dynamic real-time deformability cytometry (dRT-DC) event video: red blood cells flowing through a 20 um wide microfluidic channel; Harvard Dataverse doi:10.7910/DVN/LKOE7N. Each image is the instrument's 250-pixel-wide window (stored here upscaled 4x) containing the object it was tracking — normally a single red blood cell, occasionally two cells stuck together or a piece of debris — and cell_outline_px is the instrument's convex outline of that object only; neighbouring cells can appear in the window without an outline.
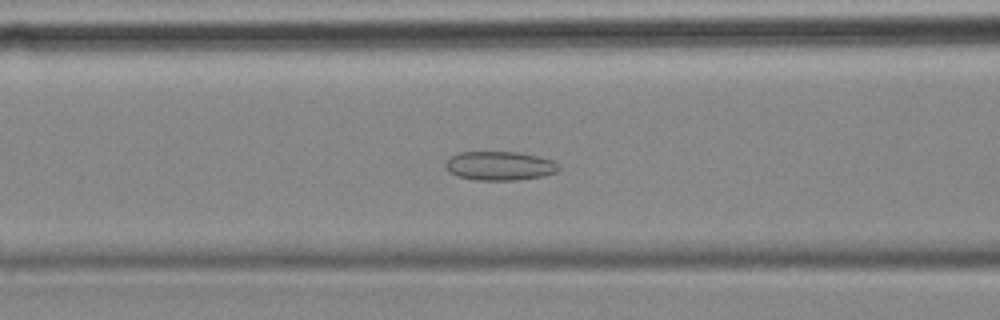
{"species": "common noctule bat (a hibernating species)", "species_latin": "Nyctalus noctula", "temperature_condition": "cold", "stored_images_in_passage": 52, "camera_frame_rate_fps": 3000, "um_per_image_px": 0.085, "animal": {"sex": "female", "body_mass_g": 18.4}, "frame": {"image": 1, "passage_image": 18, "time_ms": 5.667, "image_size_px": [1000, 320], "cell_outline_px": [[560, 168], [556, 172], [544, 176], [516, 180], [472, 180], [456, 176], [448, 172], [444, 164], [452, 156], [460, 152], [520, 152], [552, 160], [560, 164]], "centroid_in_image_um": [42.47, 14.1], "position_along_channel_um": 124.1, "area_um2": 19.25}}
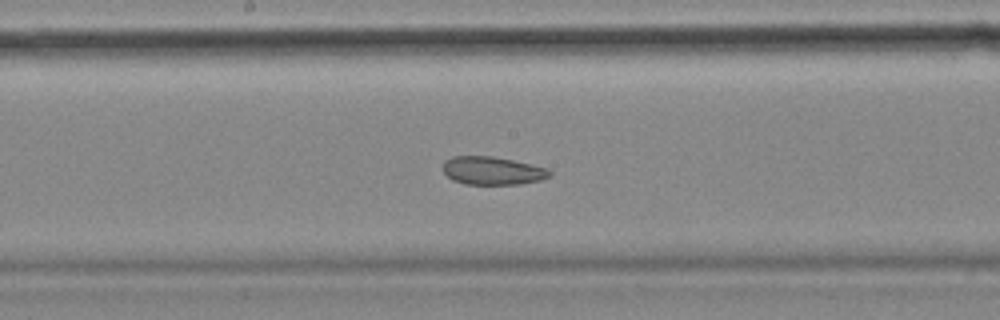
{"frame": {"image": 2, "passage_image": 25, "time_ms": 8.0, "image_size_px": [1000, 320], "cell_outline_px": [[552, 176], [540, 180], [520, 184], [464, 184], [452, 180], [444, 172], [444, 160], [452, 156], [492, 156], [532, 164], [548, 168], [552, 172]], "centroid_in_image_um": [41.88, 14.51], "position_along_channel_um": 206.3, "area_um2": 17.57}}
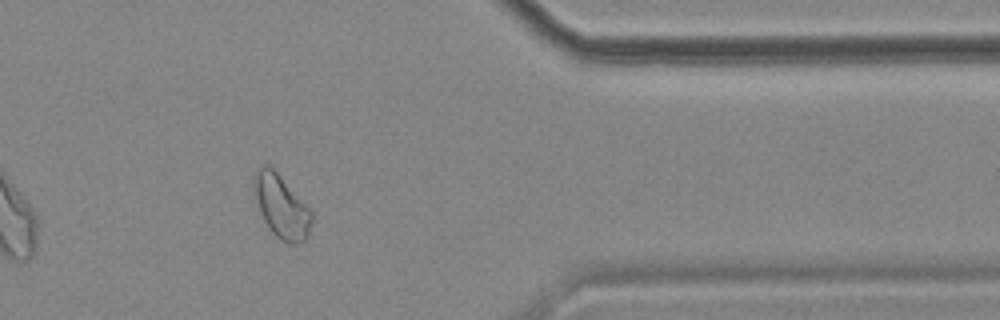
{"frame": {"image": 3, "passage_image": 42, "time_ms": 13.667, "image_size_px": [1000, 320], "cell_outline_px": [[312, 220], [308, 236], [304, 240], [292, 244], [288, 244], [276, 236], [272, 232], [264, 220], [260, 212], [252, 188], [252, 176], [264, 164], [272, 164], [312, 212]], "centroid_in_image_um": [23.89, 17.49], "position_along_channel_um": 387.5, "area_um2": 21.39}, "authors_computed_cell_mechanics": {"area_um2": 20.9236, "velocity_mm_per_s": 3.5399, "shape_relaxation_time_tau1_ms": null, "shape_relaxation_time_tau2_ms": 2.6505, "deformation_change_tau1": null, "deformation_change_tau2": 0.0786}}